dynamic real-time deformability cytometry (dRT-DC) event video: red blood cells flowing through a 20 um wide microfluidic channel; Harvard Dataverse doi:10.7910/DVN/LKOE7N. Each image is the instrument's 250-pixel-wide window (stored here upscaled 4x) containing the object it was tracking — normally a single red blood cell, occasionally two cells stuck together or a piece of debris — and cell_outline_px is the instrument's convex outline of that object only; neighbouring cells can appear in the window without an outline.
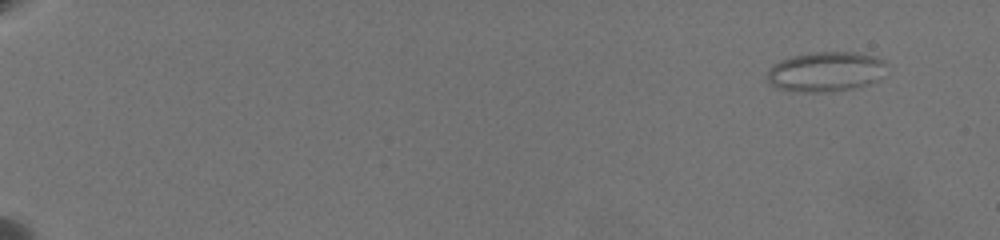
{"species": "common noctule bat (a hibernating species)", "species_latin": "Nyctalus noctula", "temperature_condition": "warm", "stored_images_in_passage": 29, "camera_frame_rate_fps": 3000, "um_per_image_px": 0.085, "animal": {"sex": "female", "body_mass_g": 19.5, "forearm_length_mm": 54.1}, "frame": {"image": 1, "passage_image": 1, "time_ms": 0.0, "image_size_px": [1000, 240], "cell_outline_px": [[884, 64], [876, 80], [864, 84], [848, 88], [828, 92], [792, 92], [776, 88], [764, 76], [772, 64], [780, 60], [792, 56], [812, 52], [856, 52], [876, 56], [884, 60]], "centroid_in_image_um": [70.06, 6.08], "position_along_channel_um": 14.9, "area_um2": 27.51}}
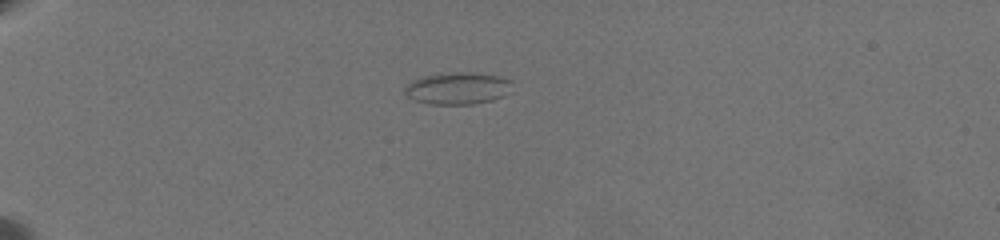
{"frame": {"image": 2, "passage_image": 24, "time_ms": 5.0, "image_size_px": [1000, 240], "cell_outline_px": [[512, 92], [504, 96], [492, 100], [472, 104], [428, 104], [416, 100], [408, 96], [404, 92], [404, 88], [412, 80], [424, 76], [440, 72], [476, 72], [500, 76], [512, 80]], "centroid_in_image_um": [38.95, 7.49], "position_along_channel_um": 46.0, "area_um2": 20.46}}